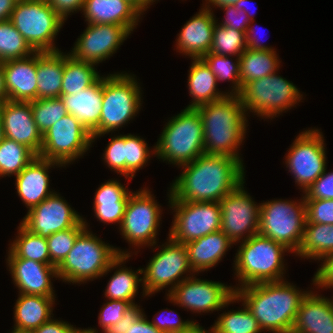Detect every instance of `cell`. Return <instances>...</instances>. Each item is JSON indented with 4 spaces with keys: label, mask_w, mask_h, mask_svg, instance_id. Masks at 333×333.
<instances>
[{
    "label": "cell",
    "mask_w": 333,
    "mask_h": 333,
    "mask_svg": "<svg viewBox=\"0 0 333 333\" xmlns=\"http://www.w3.org/2000/svg\"><path fill=\"white\" fill-rule=\"evenodd\" d=\"M103 76L78 94L61 95L66 110L91 134L99 125L102 109Z\"/></svg>",
    "instance_id": "27"
},
{
    "label": "cell",
    "mask_w": 333,
    "mask_h": 333,
    "mask_svg": "<svg viewBox=\"0 0 333 333\" xmlns=\"http://www.w3.org/2000/svg\"><path fill=\"white\" fill-rule=\"evenodd\" d=\"M20 223L30 232L44 238L75 225H85L84 218L57 192L29 209Z\"/></svg>",
    "instance_id": "18"
},
{
    "label": "cell",
    "mask_w": 333,
    "mask_h": 333,
    "mask_svg": "<svg viewBox=\"0 0 333 333\" xmlns=\"http://www.w3.org/2000/svg\"><path fill=\"white\" fill-rule=\"evenodd\" d=\"M250 1H251V0H239L238 2H236V3L234 4V6H235V8H236L238 11H239V10H243V11L247 14V16H248V18H249L250 21H254V14H253V15L250 14V11L247 10V8H248V6H249V5H247V4H249Z\"/></svg>",
    "instance_id": "60"
},
{
    "label": "cell",
    "mask_w": 333,
    "mask_h": 333,
    "mask_svg": "<svg viewBox=\"0 0 333 333\" xmlns=\"http://www.w3.org/2000/svg\"><path fill=\"white\" fill-rule=\"evenodd\" d=\"M244 183L245 181L219 201L220 230L234 245L258 234L259 230L260 204H257L245 191Z\"/></svg>",
    "instance_id": "17"
},
{
    "label": "cell",
    "mask_w": 333,
    "mask_h": 333,
    "mask_svg": "<svg viewBox=\"0 0 333 333\" xmlns=\"http://www.w3.org/2000/svg\"><path fill=\"white\" fill-rule=\"evenodd\" d=\"M134 77L127 72L103 76L101 115L98 127L91 133L92 142L128 124L140 111L142 90Z\"/></svg>",
    "instance_id": "6"
},
{
    "label": "cell",
    "mask_w": 333,
    "mask_h": 333,
    "mask_svg": "<svg viewBox=\"0 0 333 333\" xmlns=\"http://www.w3.org/2000/svg\"><path fill=\"white\" fill-rule=\"evenodd\" d=\"M7 91H6V86H5V77H4V71L2 67V63H0V105L4 102L7 101Z\"/></svg>",
    "instance_id": "59"
},
{
    "label": "cell",
    "mask_w": 333,
    "mask_h": 333,
    "mask_svg": "<svg viewBox=\"0 0 333 333\" xmlns=\"http://www.w3.org/2000/svg\"><path fill=\"white\" fill-rule=\"evenodd\" d=\"M85 0H46L50 7L65 21L70 13L82 11ZM75 11V12H74Z\"/></svg>",
    "instance_id": "54"
},
{
    "label": "cell",
    "mask_w": 333,
    "mask_h": 333,
    "mask_svg": "<svg viewBox=\"0 0 333 333\" xmlns=\"http://www.w3.org/2000/svg\"><path fill=\"white\" fill-rule=\"evenodd\" d=\"M103 160L110 169L119 175L125 176V135H114L109 140Z\"/></svg>",
    "instance_id": "48"
},
{
    "label": "cell",
    "mask_w": 333,
    "mask_h": 333,
    "mask_svg": "<svg viewBox=\"0 0 333 333\" xmlns=\"http://www.w3.org/2000/svg\"><path fill=\"white\" fill-rule=\"evenodd\" d=\"M253 24V21H250L247 31L245 33L246 37V45L247 49L251 50H275L273 47H269L264 45L263 43H259V39L255 35V29L251 26Z\"/></svg>",
    "instance_id": "56"
},
{
    "label": "cell",
    "mask_w": 333,
    "mask_h": 333,
    "mask_svg": "<svg viewBox=\"0 0 333 333\" xmlns=\"http://www.w3.org/2000/svg\"><path fill=\"white\" fill-rule=\"evenodd\" d=\"M245 32L235 30L227 26L215 24L213 31V40L209 53L236 56L240 55L247 49Z\"/></svg>",
    "instance_id": "41"
},
{
    "label": "cell",
    "mask_w": 333,
    "mask_h": 333,
    "mask_svg": "<svg viewBox=\"0 0 333 333\" xmlns=\"http://www.w3.org/2000/svg\"><path fill=\"white\" fill-rule=\"evenodd\" d=\"M55 296L26 295L19 293L14 305L15 328L36 330L48 322L53 312Z\"/></svg>",
    "instance_id": "32"
},
{
    "label": "cell",
    "mask_w": 333,
    "mask_h": 333,
    "mask_svg": "<svg viewBox=\"0 0 333 333\" xmlns=\"http://www.w3.org/2000/svg\"><path fill=\"white\" fill-rule=\"evenodd\" d=\"M3 139H4V129H3L2 118H1V114H0V143L3 141Z\"/></svg>",
    "instance_id": "65"
},
{
    "label": "cell",
    "mask_w": 333,
    "mask_h": 333,
    "mask_svg": "<svg viewBox=\"0 0 333 333\" xmlns=\"http://www.w3.org/2000/svg\"><path fill=\"white\" fill-rule=\"evenodd\" d=\"M324 259V260H323ZM320 260L324 261L314 274L313 283L318 288H333V252L326 254Z\"/></svg>",
    "instance_id": "53"
},
{
    "label": "cell",
    "mask_w": 333,
    "mask_h": 333,
    "mask_svg": "<svg viewBox=\"0 0 333 333\" xmlns=\"http://www.w3.org/2000/svg\"><path fill=\"white\" fill-rule=\"evenodd\" d=\"M167 310V312H166ZM164 312L162 317L160 313ZM158 317L154 316L153 321H150L158 330H160L162 333H187L189 332L196 324H199L198 322H195L193 320H186L183 321L180 315L176 314L177 317L174 315V311L170 309H163L160 312H158ZM171 314V315H170ZM157 317L158 319H155ZM179 317V318H178Z\"/></svg>",
    "instance_id": "49"
},
{
    "label": "cell",
    "mask_w": 333,
    "mask_h": 333,
    "mask_svg": "<svg viewBox=\"0 0 333 333\" xmlns=\"http://www.w3.org/2000/svg\"><path fill=\"white\" fill-rule=\"evenodd\" d=\"M33 120L39 131L46 133L58 120L68 114L61 98L36 99L30 102Z\"/></svg>",
    "instance_id": "43"
},
{
    "label": "cell",
    "mask_w": 333,
    "mask_h": 333,
    "mask_svg": "<svg viewBox=\"0 0 333 333\" xmlns=\"http://www.w3.org/2000/svg\"><path fill=\"white\" fill-rule=\"evenodd\" d=\"M326 150L320 129L305 130L296 137L285 157L295 184L305 192L326 169Z\"/></svg>",
    "instance_id": "16"
},
{
    "label": "cell",
    "mask_w": 333,
    "mask_h": 333,
    "mask_svg": "<svg viewBox=\"0 0 333 333\" xmlns=\"http://www.w3.org/2000/svg\"><path fill=\"white\" fill-rule=\"evenodd\" d=\"M105 333H162L150 320L137 304H131L121 320L110 327Z\"/></svg>",
    "instance_id": "45"
},
{
    "label": "cell",
    "mask_w": 333,
    "mask_h": 333,
    "mask_svg": "<svg viewBox=\"0 0 333 333\" xmlns=\"http://www.w3.org/2000/svg\"><path fill=\"white\" fill-rule=\"evenodd\" d=\"M86 229L77 237L73 248L64 260L56 267L58 279L63 282L86 283L87 281L103 277L111 270V263L119 255H131L130 251H122L109 243H105L88 230V223L84 219Z\"/></svg>",
    "instance_id": "4"
},
{
    "label": "cell",
    "mask_w": 333,
    "mask_h": 333,
    "mask_svg": "<svg viewBox=\"0 0 333 333\" xmlns=\"http://www.w3.org/2000/svg\"><path fill=\"white\" fill-rule=\"evenodd\" d=\"M234 243L221 230L185 243L188 262L194 273L216 266Z\"/></svg>",
    "instance_id": "28"
},
{
    "label": "cell",
    "mask_w": 333,
    "mask_h": 333,
    "mask_svg": "<svg viewBox=\"0 0 333 333\" xmlns=\"http://www.w3.org/2000/svg\"><path fill=\"white\" fill-rule=\"evenodd\" d=\"M92 144L91 134L78 119L68 113L43 134L38 156L56 161L65 167L83 157Z\"/></svg>",
    "instance_id": "14"
},
{
    "label": "cell",
    "mask_w": 333,
    "mask_h": 333,
    "mask_svg": "<svg viewBox=\"0 0 333 333\" xmlns=\"http://www.w3.org/2000/svg\"><path fill=\"white\" fill-rule=\"evenodd\" d=\"M34 52L10 20L0 22V63L26 58Z\"/></svg>",
    "instance_id": "40"
},
{
    "label": "cell",
    "mask_w": 333,
    "mask_h": 333,
    "mask_svg": "<svg viewBox=\"0 0 333 333\" xmlns=\"http://www.w3.org/2000/svg\"><path fill=\"white\" fill-rule=\"evenodd\" d=\"M83 34L77 39L69 53L79 61L97 64L110 58L131 32L124 26L116 24L87 23Z\"/></svg>",
    "instance_id": "19"
},
{
    "label": "cell",
    "mask_w": 333,
    "mask_h": 333,
    "mask_svg": "<svg viewBox=\"0 0 333 333\" xmlns=\"http://www.w3.org/2000/svg\"><path fill=\"white\" fill-rule=\"evenodd\" d=\"M279 57L274 50L246 49L239 57L242 88L249 82L279 70Z\"/></svg>",
    "instance_id": "34"
},
{
    "label": "cell",
    "mask_w": 333,
    "mask_h": 333,
    "mask_svg": "<svg viewBox=\"0 0 333 333\" xmlns=\"http://www.w3.org/2000/svg\"><path fill=\"white\" fill-rule=\"evenodd\" d=\"M75 333H98V331L94 328H77L76 332Z\"/></svg>",
    "instance_id": "64"
},
{
    "label": "cell",
    "mask_w": 333,
    "mask_h": 333,
    "mask_svg": "<svg viewBox=\"0 0 333 333\" xmlns=\"http://www.w3.org/2000/svg\"><path fill=\"white\" fill-rule=\"evenodd\" d=\"M180 167L169 201L219 202L245 180L243 163L227 155L204 153Z\"/></svg>",
    "instance_id": "1"
},
{
    "label": "cell",
    "mask_w": 333,
    "mask_h": 333,
    "mask_svg": "<svg viewBox=\"0 0 333 333\" xmlns=\"http://www.w3.org/2000/svg\"><path fill=\"white\" fill-rule=\"evenodd\" d=\"M224 10L226 13V17L222 23H218L220 26H227L233 28L235 30L243 31L246 33L247 27L250 23V20L247 14L243 10H237L234 5L225 6L220 8Z\"/></svg>",
    "instance_id": "52"
},
{
    "label": "cell",
    "mask_w": 333,
    "mask_h": 333,
    "mask_svg": "<svg viewBox=\"0 0 333 333\" xmlns=\"http://www.w3.org/2000/svg\"><path fill=\"white\" fill-rule=\"evenodd\" d=\"M167 238L168 242L160 245L161 250L153 255L146 268H142L143 296H150L171 285L169 293L182 280L195 275L188 262L186 246L169 236ZM185 273L187 277L183 276ZM187 273H190L189 276Z\"/></svg>",
    "instance_id": "11"
},
{
    "label": "cell",
    "mask_w": 333,
    "mask_h": 333,
    "mask_svg": "<svg viewBox=\"0 0 333 333\" xmlns=\"http://www.w3.org/2000/svg\"><path fill=\"white\" fill-rule=\"evenodd\" d=\"M333 252V225L305 223L302 242L296 256L318 260Z\"/></svg>",
    "instance_id": "36"
},
{
    "label": "cell",
    "mask_w": 333,
    "mask_h": 333,
    "mask_svg": "<svg viewBox=\"0 0 333 333\" xmlns=\"http://www.w3.org/2000/svg\"><path fill=\"white\" fill-rule=\"evenodd\" d=\"M130 2L141 14L147 10V4L145 0H126Z\"/></svg>",
    "instance_id": "61"
},
{
    "label": "cell",
    "mask_w": 333,
    "mask_h": 333,
    "mask_svg": "<svg viewBox=\"0 0 333 333\" xmlns=\"http://www.w3.org/2000/svg\"><path fill=\"white\" fill-rule=\"evenodd\" d=\"M206 4L203 6L205 9L212 11V8L210 6H217V8H222L225 6H232L239 0H205Z\"/></svg>",
    "instance_id": "58"
},
{
    "label": "cell",
    "mask_w": 333,
    "mask_h": 333,
    "mask_svg": "<svg viewBox=\"0 0 333 333\" xmlns=\"http://www.w3.org/2000/svg\"><path fill=\"white\" fill-rule=\"evenodd\" d=\"M6 261L19 293L56 296L51 282V278H58L55 265H48L25 258H7Z\"/></svg>",
    "instance_id": "21"
},
{
    "label": "cell",
    "mask_w": 333,
    "mask_h": 333,
    "mask_svg": "<svg viewBox=\"0 0 333 333\" xmlns=\"http://www.w3.org/2000/svg\"><path fill=\"white\" fill-rule=\"evenodd\" d=\"M149 151L147 142L143 138L132 134H125V178L132 179L136 171L146 165L150 154H156L155 146Z\"/></svg>",
    "instance_id": "44"
},
{
    "label": "cell",
    "mask_w": 333,
    "mask_h": 333,
    "mask_svg": "<svg viewBox=\"0 0 333 333\" xmlns=\"http://www.w3.org/2000/svg\"><path fill=\"white\" fill-rule=\"evenodd\" d=\"M203 127L204 153L227 155L240 160V145L245 139L247 117L239 95L224 98L196 108Z\"/></svg>",
    "instance_id": "3"
},
{
    "label": "cell",
    "mask_w": 333,
    "mask_h": 333,
    "mask_svg": "<svg viewBox=\"0 0 333 333\" xmlns=\"http://www.w3.org/2000/svg\"><path fill=\"white\" fill-rule=\"evenodd\" d=\"M155 151L158 159L178 165V168L204 154L203 127L198 110L185 108L173 116L165 124Z\"/></svg>",
    "instance_id": "7"
},
{
    "label": "cell",
    "mask_w": 333,
    "mask_h": 333,
    "mask_svg": "<svg viewBox=\"0 0 333 333\" xmlns=\"http://www.w3.org/2000/svg\"><path fill=\"white\" fill-rule=\"evenodd\" d=\"M118 180H108L101 184L94 196V213L97 220L103 223L121 225L130 191Z\"/></svg>",
    "instance_id": "29"
},
{
    "label": "cell",
    "mask_w": 333,
    "mask_h": 333,
    "mask_svg": "<svg viewBox=\"0 0 333 333\" xmlns=\"http://www.w3.org/2000/svg\"><path fill=\"white\" fill-rule=\"evenodd\" d=\"M2 67L9 101L37 99V52L26 58L2 62Z\"/></svg>",
    "instance_id": "24"
},
{
    "label": "cell",
    "mask_w": 333,
    "mask_h": 333,
    "mask_svg": "<svg viewBox=\"0 0 333 333\" xmlns=\"http://www.w3.org/2000/svg\"><path fill=\"white\" fill-rule=\"evenodd\" d=\"M175 212L169 237L179 243H188L214 233L221 228L219 202L168 201Z\"/></svg>",
    "instance_id": "13"
},
{
    "label": "cell",
    "mask_w": 333,
    "mask_h": 333,
    "mask_svg": "<svg viewBox=\"0 0 333 333\" xmlns=\"http://www.w3.org/2000/svg\"><path fill=\"white\" fill-rule=\"evenodd\" d=\"M131 255H119L112 263V269H118L114 272L112 277H110V281H108L107 286L105 288L104 295L109 300H123L128 301L131 304H134V299L137 295L139 284L143 283L142 268L137 269V271L132 270V268L128 269L120 266ZM118 267V268H117Z\"/></svg>",
    "instance_id": "33"
},
{
    "label": "cell",
    "mask_w": 333,
    "mask_h": 333,
    "mask_svg": "<svg viewBox=\"0 0 333 333\" xmlns=\"http://www.w3.org/2000/svg\"><path fill=\"white\" fill-rule=\"evenodd\" d=\"M54 166L62 167L63 165L56 161L36 156L16 175L15 186L17 194L28 210L55 193L50 190L48 173V169H51V167L55 168Z\"/></svg>",
    "instance_id": "22"
},
{
    "label": "cell",
    "mask_w": 333,
    "mask_h": 333,
    "mask_svg": "<svg viewBox=\"0 0 333 333\" xmlns=\"http://www.w3.org/2000/svg\"><path fill=\"white\" fill-rule=\"evenodd\" d=\"M64 53L37 52V99L60 98Z\"/></svg>",
    "instance_id": "31"
},
{
    "label": "cell",
    "mask_w": 333,
    "mask_h": 333,
    "mask_svg": "<svg viewBox=\"0 0 333 333\" xmlns=\"http://www.w3.org/2000/svg\"><path fill=\"white\" fill-rule=\"evenodd\" d=\"M291 333H333V298L308 291L301 300Z\"/></svg>",
    "instance_id": "25"
},
{
    "label": "cell",
    "mask_w": 333,
    "mask_h": 333,
    "mask_svg": "<svg viewBox=\"0 0 333 333\" xmlns=\"http://www.w3.org/2000/svg\"><path fill=\"white\" fill-rule=\"evenodd\" d=\"M306 223L333 225V199H304Z\"/></svg>",
    "instance_id": "47"
},
{
    "label": "cell",
    "mask_w": 333,
    "mask_h": 333,
    "mask_svg": "<svg viewBox=\"0 0 333 333\" xmlns=\"http://www.w3.org/2000/svg\"><path fill=\"white\" fill-rule=\"evenodd\" d=\"M131 305L128 301L123 300H107L98 314V324L105 333L110 327L115 325L119 320L122 319L124 312Z\"/></svg>",
    "instance_id": "50"
},
{
    "label": "cell",
    "mask_w": 333,
    "mask_h": 333,
    "mask_svg": "<svg viewBox=\"0 0 333 333\" xmlns=\"http://www.w3.org/2000/svg\"><path fill=\"white\" fill-rule=\"evenodd\" d=\"M299 200L260 203L258 234L281 243L292 253L300 247L306 223L304 195Z\"/></svg>",
    "instance_id": "9"
},
{
    "label": "cell",
    "mask_w": 333,
    "mask_h": 333,
    "mask_svg": "<svg viewBox=\"0 0 333 333\" xmlns=\"http://www.w3.org/2000/svg\"><path fill=\"white\" fill-rule=\"evenodd\" d=\"M36 155L25 145L4 137L0 143V176L19 174Z\"/></svg>",
    "instance_id": "38"
},
{
    "label": "cell",
    "mask_w": 333,
    "mask_h": 333,
    "mask_svg": "<svg viewBox=\"0 0 333 333\" xmlns=\"http://www.w3.org/2000/svg\"><path fill=\"white\" fill-rule=\"evenodd\" d=\"M4 137L27 146L36 156L40 154L43 135L32 116L30 102L4 101L0 105Z\"/></svg>",
    "instance_id": "20"
},
{
    "label": "cell",
    "mask_w": 333,
    "mask_h": 333,
    "mask_svg": "<svg viewBox=\"0 0 333 333\" xmlns=\"http://www.w3.org/2000/svg\"><path fill=\"white\" fill-rule=\"evenodd\" d=\"M86 229L85 225H75L64 231H59L46 238L50 261L57 267L73 248L77 237Z\"/></svg>",
    "instance_id": "46"
},
{
    "label": "cell",
    "mask_w": 333,
    "mask_h": 333,
    "mask_svg": "<svg viewBox=\"0 0 333 333\" xmlns=\"http://www.w3.org/2000/svg\"><path fill=\"white\" fill-rule=\"evenodd\" d=\"M243 309L225 311L212 325L215 333H260L258 321L249 308L242 303Z\"/></svg>",
    "instance_id": "39"
},
{
    "label": "cell",
    "mask_w": 333,
    "mask_h": 333,
    "mask_svg": "<svg viewBox=\"0 0 333 333\" xmlns=\"http://www.w3.org/2000/svg\"><path fill=\"white\" fill-rule=\"evenodd\" d=\"M231 56L217 55L208 53L202 57L206 64L211 69V72L216 76L218 81H232V90L229 94L239 95L242 90L240 83V61L239 57L232 60ZM236 61V62H235Z\"/></svg>",
    "instance_id": "42"
},
{
    "label": "cell",
    "mask_w": 333,
    "mask_h": 333,
    "mask_svg": "<svg viewBox=\"0 0 333 333\" xmlns=\"http://www.w3.org/2000/svg\"><path fill=\"white\" fill-rule=\"evenodd\" d=\"M146 1V4H147V8H149L150 5L153 4V2H156L155 0H145Z\"/></svg>",
    "instance_id": "66"
},
{
    "label": "cell",
    "mask_w": 333,
    "mask_h": 333,
    "mask_svg": "<svg viewBox=\"0 0 333 333\" xmlns=\"http://www.w3.org/2000/svg\"><path fill=\"white\" fill-rule=\"evenodd\" d=\"M76 327L66 321L58 319H50L48 322L43 323L35 331L36 333H75Z\"/></svg>",
    "instance_id": "55"
},
{
    "label": "cell",
    "mask_w": 333,
    "mask_h": 333,
    "mask_svg": "<svg viewBox=\"0 0 333 333\" xmlns=\"http://www.w3.org/2000/svg\"><path fill=\"white\" fill-rule=\"evenodd\" d=\"M167 294V300L184 307L193 313H208L228 307L230 303L242 302L236 295L234 286L222 282L203 280L194 275L182 280Z\"/></svg>",
    "instance_id": "15"
},
{
    "label": "cell",
    "mask_w": 333,
    "mask_h": 333,
    "mask_svg": "<svg viewBox=\"0 0 333 333\" xmlns=\"http://www.w3.org/2000/svg\"><path fill=\"white\" fill-rule=\"evenodd\" d=\"M277 73L255 79L242 88L239 96L247 115L249 111L263 119H272L296 107L303 99L300 90Z\"/></svg>",
    "instance_id": "10"
},
{
    "label": "cell",
    "mask_w": 333,
    "mask_h": 333,
    "mask_svg": "<svg viewBox=\"0 0 333 333\" xmlns=\"http://www.w3.org/2000/svg\"><path fill=\"white\" fill-rule=\"evenodd\" d=\"M291 252L281 243L260 234L240 242L234 260L239 287L284 280V253Z\"/></svg>",
    "instance_id": "5"
},
{
    "label": "cell",
    "mask_w": 333,
    "mask_h": 333,
    "mask_svg": "<svg viewBox=\"0 0 333 333\" xmlns=\"http://www.w3.org/2000/svg\"><path fill=\"white\" fill-rule=\"evenodd\" d=\"M216 20L213 11L202 9L184 24L176 40V48L189 58H202L209 53Z\"/></svg>",
    "instance_id": "23"
},
{
    "label": "cell",
    "mask_w": 333,
    "mask_h": 333,
    "mask_svg": "<svg viewBox=\"0 0 333 333\" xmlns=\"http://www.w3.org/2000/svg\"><path fill=\"white\" fill-rule=\"evenodd\" d=\"M303 194L304 199H333V171L325 169Z\"/></svg>",
    "instance_id": "51"
},
{
    "label": "cell",
    "mask_w": 333,
    "mask_h": 333,
    "mask_svg": "<svg viewBox=\"0 0 333 333\" xmlns=\"http://www.w3.org/2000/svg\"><path fill=\"white\" fill-rule=\"evenodd\" d=\"M154 197L150 189L144 187L138 192H132L127 201L119 229L134 248L143 245L155 247L157 244L162 210Z\"/></svg>",
    "instance_id": "12"
},
{
    "label": "cell",
    "mask_w": 333,
    "mask_h": 333,
    "mask_svg": "<svg viewBox=\"0 0 333 333\" xmlns=\"http://www.w3.org/2000/svg\"><path fill=\"white\" fill-rule=\"evenodd\" d=\"M18 0H0V22L10 20Z\"/></svg>",
    "instance_id": "57"
},
{
    "label": "cell",
    "mask_w": 333,
    "mask_h": 333,
    "mask_svg": "<svg viewBox=\"0 0 333 333\" xmlns=\"http://www.w3.org/2000/svg\"><path fill=\"white\" fill-rule=\"evenodd\" d=\"M7 258H25L54 265L50 261L47 239L30 232L21 223L16 239L10 244Z\"/></svg>",
    "instance_id": "37"
},
{
    "label": "cell",
    "mask_w": 333,
    "mask_h": 333,
    "mask_svg": "<svg viewBox=\"0 0 333 333\" xmlns=\"http://www.w3.org/2000/svg\"><path fill=\"white\" fill-rule=\"evenodd\" d=\"M10 21L35 52L59 51L53 42L65 21L46 0H18Z\"/></svg>",
    "instance_id": "8"
},
{
    "label": "cell",
    "mask_w": 333,
    "mask_h": 333,
    "mask_svg": "<svg viewBox=\"0 0 333 333\" xmlns=\"http://www.w3.org/2000/svg\"><path fill=\"white\" fill-rule=\"evenodd\" d=\"M82 12L90 24H116L130 32L138 25L141 13L126 0H85Z\"/></svg>",
    "instance_id": "26"
},
{
    "label": "cell",
    "mask_w": 333,
    "mask_h": 333,
    "mask_svg": "<svg viewBox=\"0 0 333 333\" xmlns=\"http://www.w3.org/2000/svg\"><path fill=\"white\" fill-rule=\"evenodd\" d=\"M95 65L76 60L70 54L64 53L61 95H75L93 85L101 77L97 69L95 70Z\"/></svg>",
    "instance_id": "35"
},
{
    "label": "cell",
    "mask_w": 333,
    "mask_h": 333,
    "mask_svg": "<svg viewBox=\"0 0 333 333\" xmlns=\"http://www.w3.org/2000/svg\"><path fill=\"white\" fill-rule=\"evenodd\" d=\"M187 333H215L213 328L210 327L209 330H205L202 326L199 324H196L189 332Z\"/></svg>",
    "instance_id": "62"
},
{
    "label": "cell",
    "mask_w": 333,
    "mask_h": 333,
    "mask_svg": "<svg viewBox=\"0 0 333 333\" xmlns=\"http://www.w3.org/2000/svg\"><path fill=\"white\" fill-rule=\"evenodd\" d=\"M11 333H36L35 330L30 329H21V328H15L11 331Z\"/></svg>",
    "instance_id": "63"
},
{
    "label": "cell",
    "mask_w": 333,
    "mask_h": 333,
    "mask_svg": "<svg viewBox=\"0 0 333 333\" xmlns=\"http://www.w3.org/2000/svg\"><path fill=\"white\" fill-rule=\"evenodd\" d=\"M288 281H272L234 287L258 321L262 331L291 333L299 305L308 291L299 290Z\"/></svg>",
    "instance_id": "2"
},
{
    "label": "cell",
    "mask_w": 333,
    "mask_h": 333,
    "mask_svg": "<svg viewBox=\"0 0 333 333\" xmlns=\"http://www.w3.org/2000/svg\"><path fill=\"white\" fill-rule=\"evenodd\" d=\"M188 74V90L192 103L186 108H197L201 105L220 100L229 94L219 91L217 78L202 58H192Z\"/></svg>",
    "instance_id": "30"
}]
</instances>
